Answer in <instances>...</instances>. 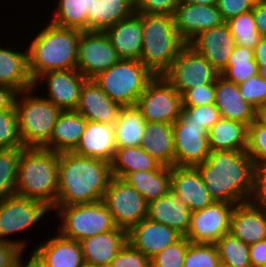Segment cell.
<instances>
[{"mask_svg": "<svg viewBox=\"0 0 266 267\" xmlns=\"http://www.w3.org/2000/svg\"><path fill=\"white\" fill-rule=\"evenodd\" d=\"M59 153L44 147H22L15 194L45 203L53 210L58 193Z\"/></svg>", "mask_w": 266, "mask_h": 267, "instance_id": "obj_4", "label": "cell"}, {"mask_svg": "<svg viewBox=\"0 0 266 267\" xmlns=\"http://www.w3.org/2000/svg\"><path fill=\"white\" fill-rule=\"evenodd\" d=\"M229 232L249 245L266 239V210L252 200L236 204Z\"/></svg>", "mask_w": 266, "mask_h": 267, "instance_id": "obj_22", "label": "cell"}, {"mask_svg": "<svg viewBox=\"0 0 266 267\" xmlns=\"http://www.w3.org/2000/svg\"><path fill=\"white\" fill-rule=\"evenodd\" d=\"M249 258L252 267L266 264V239L249 245Z\"/></svg>", "mask_w": 266, "mask_h": 267, "instance_id": "obj_54", "label": "cell"}, {"mask_svg": "<svg viewBox=\"0 0 266 267\" xmlns=\"http://www.w3.org/2000/svg\"><path fill=\"white\" fill-rule=\"evenodd\" d=\"M180 3L199 4V5H216L217 0H179Z\"/></svg>", "mask_w": 266, "mask_h": 267, "instance_id": "obj_60", "label": "cell"}, {"mask_svg": "<svg viewBox=\"0 0 266 267\" xmlns=\"http://www.w3.org/2000/svg\"><path fill=\"white\" fill-rule=\"evenodd\" d=\"M23 250L16 244L0 241V267H15Z\"/></svg>", "mask_w": 266, "mask_h": 267, "instance_id": "obj_53", "label": "cell"}, {"mask_svg": "<svg viewBox=\"0 0 266 267\" xmlns=\"http://www.w3.org/2000/svg\"><path fill=\"white\" fill-rule=\"evenodd\" d=\"M112 177L107 161L74 152L59 153L55 207L102 201Z\"/></svg>", "mask_w": 266, "mask_h": 267, "instance_id": "obj_2", "label": "cell"}, {"mask_svg": "<svg viewBox=\"0 0 266 267\" xmlns=\"http://www.w3.org/2000/svg\"><path fill=\"white\" fill-rule=\"evenodd\" d=\"M31 257L27 263H23L21 256L18 258L15 267H44L43 264L37 259V257L31 253Z\"/></svg>", "mask_w": 266, "mask_h": 267, "instance_id": "obj_58", "label": "cell"}, {"mask_svg": "<svg viewBox=\"0 0 266 267\" xmlns=\"http://www.w3.org/2000/svg\"><path fill=\"white\" fill-rule=\"evenodd\" d=\"M134 12V1L96 0L92 10L88 11V31L105 32Z\"/></svg>", "mask_w": 266, "mask_h": 267, "instance_id": "obj_35", "label": "cell"}, {"mask_svg": "<svg viewBox=\"0 0 266 267\" xmlns=\"http://www.w3.org/2000/svg\"><path fill=\"white\" fill-rule=\"evenodd\" d=\"M254 3L255 0H217L216 6L226 22L230 18L251 11Z\"/></svg>", "mask_w": 266, "mask_h": 267, "instance_id": "obj_51", "label": "cell"}, {"mask_svg": "<svg viewBox=\"0 0 266 267\" xmlns=\"http://www.w3.org/2000/svg\"><path fill=\"white\" fill-rule=\"evenodd\" d=\"M32 253L44 267H86L80 243L59 233L41 242Z\"/></svg>", "mask_w": 266, "mask_h": 267, "instance_id": "obj_24", "label": "cell"}, {"mask_svg": "<svg viewBox=\"0 0 266 267\" xmlns=\"http://www.w3.org/2000/svg\"><path fill=\"white\" fill-rule=\"evenodd\" d=\"M109 267H151L150 259L127 242Z\"/></svg>", "mask_w": 266, "mask_h": 267, "instance_id": "obj_48", "label": "cell"}, {"mask_svg": "<svg viewBox=\"0 0 266 267\" xmlns=\"http://www.w3.org/2000/svg\"><path fill=\"white\" fill-rule=\"evenodd\" d=\"M104 1L118 2V1H134V0H104Z\"/></svg>", "mask_w": 266, "mask_h": 267, "instance_id": "obj_62", "label": "cell"}, {"mask_svg": "<svg viewBox=\"0 0 266 267\" xmlns=\"http://www.w3.org/2000/svg\"><path fill=\"white\" fill-rule=\"evenodd\" d=\"M96 0H58L51 23L63 28L88 31V11Z\"/></svg>", "mask_w": 266, "mask_h": 267, "instance_id": "obj_37", "label": "cell"}, {"mask_svg": "<svg viewBox=\"0 0 266 267\" xmlns=\"http://www.w3.org/2000/svg\"><path fill=\"white\" fill-rule=\"evenodd\" d=\"M121 109L93 79L84 82L76 111L87 121L113 125Z\"/></svg>", "mask_w": 266, "mask_h": 267, "instance_id": "obj_21", "label": "cell"}, {"mask_svg": "<svg viewBox=\"0 0 266 267\" xmlns=\"http://www.w3.org/2000/svg\"><path fill=\"white\" fill-rule=\"evenodd\" d=\"M120 58L107 34L102 31H83L78 43L76 70L85 78L92 79L108 70Z\"/></svg>", "mask_w": 266, "mask_h": 267, "instance_id": "obj_13", "label": "cell"}, {"mask_svg": "<svg viewBox=\"0 0 266 267\" xmlns=\"http://www.w3.org/2000/svg\"><path fill=\"white\" fill-rule=\"evenodd\" d=\"M116 150L114 127L111 124L87 121L75 154L112 162Z\"/></svg>", "mask_w": 266, "mask_h": 267, "instance_id": "obj_27", "label": "cell"}, {"mask_svg": "<svg viewBox=\"0 0 266 267\" xmlns=\"http://www.w3.org/2000/svg\"><path fill=\"white\" fill-rule=\"evenodd\" d=\"M246 153L256 167L266 161V126L256 119L248 126Z\"/></svg>", "mask_w": 266, "mask_h": 267, "instance_id": "obj_44", "label": "cell"}, {"mask_svg": "<svg viewBox=\"0 0 266 267\" xmlns=\"http://www.w3.org/2000/svg\"><path fill=\"white\" fill-rule=\"evenodd\" d=\"M174 136V166L196 167L210 154L208 130L197 123L172 124Z\"/></svg>", "mask_w": 266, "mask_h": 267, "instance_id": "obj_15", "label": "cell"}, {"mask_svg": "<svg viewBox=\"0 0 266 267\" xmlns=\"http://www.w3.org/2000/svg\"><path fill=\"white\" fill-rule=\"evenodd\" d=\"M219 75L202 55L186 44L162 76L182 95L186 90L215 82Z\"/></svg>", "mask_w": 266, "mask_h": 267, "instance_id": "obj_12", "label": "cell"}, {"mask_svg": "<svg viewBox=\"0 0 266 267\" xmlns=\"http://www.w3.org/2000/svg\"><path fill=\"white\" fill-rule=\"evenodd\" d=\"M236 45L254 49L262 37L256 27L253 11L240 14L226 21Z\"/></svg>", "mask_w": 266, "mask_h": 267, "instance_id": "obj_41", "label": "cell"}, {"mask_svg": "<svg viewBox=\"0 0 266 267\" xmlns=\"http://www.w3.org/2000/svg\"><path fill=\"white\" fill-rule=\"evenodd\" d=\"M162 166H174V136L172 124L147 122L140 145Z\"/></svg>", "mask_w": 266, "mask_h": 267, "instance_id": "obj_31", "label": "cell"}, {"mask_svg": "<svg viewBox=\"0 0 266 267\" xmlns=\"http://www.w3.org/2000/svg\"><path fill=\"white\" fill-rule=\"evenodd\" d=\"M105 33L120 59L140 61L143 29L142 19L136 12L108 28Z\"/></svg>", "mask_w": 266, "mask_h": 267, "instance_id": "obj_26", "label": "cell"}, {"mask_svg": "<svg viewBox=\"0 0 266 267\" xmlns=\"http://www.w3.org/2000/svg\"><path fill=\"white\" fill-rule=\"evenodd\" d=\"M83 31L47 24L28 45V66L35 81L48 71L76 69L78 43Z\"/></svg>", "mask_w": 266, "mask_h": 267, "instance_id": "obj_3", "label": "cell"}, {"mask_svg": "<svg viewBox=\"0 0 266 267\" xmlns=\"http://www.w3.org/2000/svg\"><path fill=\"white\" fill-rule=\"evenodd\" d=\"M179 0H134L136 13L167 14L173 16Z\"/></svg>", "mask_w": 266, "mask_h": 267, "instance_id": "obj_50", "label": "cell"}, {"mask_svg": "<svg viewBox=\"0 0 266 267\" xmlns=\"http://www.w3.org/2000/svg\"><path fill=\"white\" fill-rule=\"evenodd\" d=\"M16 110L0 111V149L22 148Z\"/></svg>", "mask_w": 266, "mask_h": 267, "instance_id": "obj_46", "label": "cell"}, {"mask_svg": "<svg viewBox=\"0 0 266 267\" xmlns=\"http://www.w3.org/2000/svg\"><path fill=\"white\" fill-rule=\"evenodd\" d=\"M218 267H230V266L226 265V264H223V263H220V265Z\"/></svg>", "mask_w": 266, "mask_h": 267, "instance_id": "obj_63", "label": "cell"}, {"mask_svg": "<svg viewBox=\"0 0 266 267\" xmlns=\"http://www.w3.org/2000/svg\"><path fill=\"white\" fill-rule=\"evenodd\" d=\"M62 219L58 233L67 239L81 241L116 228L111 213L103 201L55 207Z\"/></svg>", "mask_w": 266, "mask_h": 267, "instance_id": "obj_8", "label": "cell"}, {"mask_svg": "<svg viewBox=\"0 0 266 267\" xmlns=\"http://www.w3.org/2000/svg\"><path fill=\"white\" fill-rule=\"evenodd\" d=\"M146 122L174 124L183 110L182 96L163 76H155L135 105Z\"/></svg>", "mask_w": 266, "mask_h": 267, "instance_id": "obj_10", "label": "cell"}, {"mask_svg": "<svg viewBox=\"0 0 266 267\" xmlns=\"http://www.w3.org/2000/svg\"><path fill=\"white\" fill-rule=\"evenodd\" d=\"M102 201L116 227L127 232L147 218L148 203L145 198L121 178H111Z\"/></svg>", "mask_w": 266, "mask_h": 267, "instance_id": "obj_11", "label": "cell"}, {"mask_svg": "<svg viewBox=\"0 0 266 267\" xmlns=\"http://www.w3.org/2000/svg\"><path fill=\"white\" fill-rule=\"evenodd\" d=\"M243 99L256 109L266 104V81L259 75H254L238 85Z\"/></svg>", "mask_w": 266, "mask_h": 267, "instance_id": "obj_47", "label": "cell"}, {"mask_svg": "<svg viewBox=\"0 0 266 267\" xmlns=\"http://www.w3.org/2000/svg\"><path fill=\"white\" fill-rule=\"evenodd\" d=\"M220 262L230 267H252L249 258V244L233 236L230 232L215 242Z\"/></svg>", "mask_w": 266, "mask_h": 267, "instance_id": "obj_39", "label": "cell"}, {"mask_svg": "<svg viewBox=\"0 0 266 267\" xmlns=\"http://www.w3.org/2000/svg\"><path fill=\"white\" fill-rule=\"evenodd\" d=\"M35 91L34 87L21 91L15 101L18 132L23 147H43L50 140L62 112L45 97L33 95Z\"/></svg>", "mask_w": 266, "mask_h": 267, "instance_id": "obj_6", "label": "cell"}, {"mask_svg": "<svg viewBox=\"0 0 266 267\" xmlns=\"http://www.w3.org/2000/svg\"><path fill=\"white\" fill-rule=\"evenodd\" d=\"M248 126L238 121L220 118L208 131L210 151H237L247 148Z\"/></svg>", "mask_w": 266, "mask_h": 267, "instance_id": "obj_33", "label": "cell"}, {"mask_svg": "<svg viewBox=\"0 0 266 267\" xmlns=\"http://www.w3.org/2000/svg\"><path fill=\"white\" fill-rule=\"evenodd\" d=\"M173 17L176 30L186 44L200 32L225 22L216 5H197L179 2Z\"/></svg>", "mask_w": 266, "mask_h": 267, "instance_id": "obj_18", "label": "cell"}, {"mask_svg": "<svg viewBox=\"0 0 266 267\" xmlns=\"http://www.w3.org/2000/svg\"><path fill=\"white\" fill-rule=\"evenodd\" d=\"M45 203L19 195H11L0 201V241L18 245L26 250V241L8 240V235L26 231L40 221L48 211Z\"/></svg>", "mask_w": 266, "mask_h": 267, "instance_id": "obj_9", "label": "cell"}, {"mask_svg": "<svg viewBox=\"0 0 266 267\" xmlns=\"http://www.w3.org/2000/svg\"><path fill=\"white\" fill-rule=\"evenodd\" d=\"M86 267H109L116 254L127 243V231L114 230L79 241Z\"/></svg>", "mask_w": 266, "mask_h": 267, "instance_id": "obj_23", "label": "cell"}, {"mask_svg": "<svg viewBox=\"0 0 266 267\" xmlns=\"http://www.w3.org/2000/svg\"><path fill=\"white\" fill-rule=\"evenodd\" d=\"M87 120L76 110L62 111L50 140L43 146L57 153L72 152L78 145Z\"/></svg>", "mask_w": 266, "mask_h": 267, "instance_id": "obj_30", "label": "cell"}, {"mask_svg": "<svg viewBox=\"0 0 266 267\" xmlns=\"http://www.w3.org/2000/svg\"><path fill=\"white\" fill-rule=\"evenodd\" d=\"M142 19L143 47L140 62L154 75L162 76L186 43L179 36L174 17L137 13Z\"/></svg>", "mask_w": 266, "mask_h": 267, "instance_id": "obj_5", "label": "cell"}, {"mask_svg": "<svg viewBox=\"0 0 266 267\" xmlns=\"http://www.w3.org/2000/svg\"><path fill=\"white\" fill-rule=\"evenodd\" d=\"M40 80L46 83L47 94L44 97L62 111L76 110L80 92L87 80L76 69L48 71L34 81L37 90Z\"/></svg>", "mask_w": 266, "mask_h": 267, "instance_id": "obj_16", "label": "cell"}, {"mask_svg": "<svg viewBox=\"0 0 266 267\" xmlns=\"http://www.w3.org/2000/svg\"><path fill=\"white\" fill-rule=\"evenodd\" d=\"M154 77L139 60L120 59L92 79L114 102L126 107L136 105Z\"/></svg>", "mask_w": 266, "mask_h": 267, "instance_id": "obj_7", "label": "cell"}, {"mask_svg": "<svg viewBox=\"0 0 266 267\" xmlns=\"http://www.w3.org/2000/svg\"><path fill=\"white\" fill-rule=\"evenodd\" d=\"M256 120L266 126V104L261 105L256 109Z\"/></svg>", "mask_w": 266, "mask_h": 267, "instance_id": "obj_59", "label": "cell"}, {"mask_svg": "<svg viewBox=\"0 0 266 267\" xmlns=\"http://www.w3.org/2000/svg\"><path fill=\"white\" fill-rule=\"evenodd\" d=\"M189 243L183 236L173 245L167 246L150 259L151 267H183Z\"/></svg>", "mask_w": 266, "mask_h": 267, "instance_id": "obj_43", "label": "cell"}, {"mask_svg": "<svg viewBox=\"0 0 266 267\" xmlns=\"http://www.w3.org/2000/svg\"><path fill=\"white\" fill-rule=\"evenodd\" d=\"M219 73L226 67L236 42L226 22L200 32L189 43Z\"/></svg>", "mask_w": 266, "mask_h": 267, "instance_id": "obj_17", "label": "cell"}, {"mask_svg": "<svg viewBox=\"0 0 266 267\" xmlns=\"http://www.w3.org/2000/svg\"><path fill=\"white\" fill-rule=\"evenodd\" d=\"M196 168L215 202L240 204L252 200L256 166L246 150L210 151Z\"/></svg>", "mask_w": 266, "mask_h": 267, "instance_id": "obj_1", "label": "cell"}, {"mask_svg": "<svg viewBox=\"0 0 266 267\" xmlns=\"http://www.w3.org/2000/svg\"><path fill=\"white\" fill-rule=\"evenodd\" d=\"M219 74L236 85L259 74V67L254 58V50L236 45L226 67Z\"/></svg>", "mask_w": 266, "mask_h": 267, "instance_id": "obj_38", "label": "cell"}, {"mask_svg": "<svg viewBox=\"0 0 266 267\" xmlns=\"http://www.w3.org/2000/svg\"><path fill=\"white\" fill-rule=\"evenodd\" d=\"M220 263L215 244L190 242L183 267H218Z\"/></svg>", "mask_w": 266, "mask_h": 267, "instance_id": "obj_42", "label": "cell"}, {"mask_svg": "<svg viewBox=\"0 0 266 267\" xmlns=\"http://www.w3.org/2000/svg\"><path fill=\"white\" fill-rule=\"evenodd\" d=\"M236 204L213 202L202 210L191 212L185 237L191 243L215 244L230 230V219Z\"/></svg>", "mask_w": 266, "mask_h": 267, "instance_id": "obj_14", "label": "cell"}, {"mask_svg": "<svg viewBox=\"0 0 266 267\" xmlns=\"http://www.w3.org/2000/svg\"><path fill=\"white\" fill-rule=\"evenodd\" d=\"M181 96L182 106L215 104V82L186 90Z\"/></svg>", "mask_w": 266, "mask_h": 267, "instance_id": "obj_49", "label": "cell"}, {"mask_svg": "<svg viewBox=\"0 0 266 267\" xmlns=\"http://www.w3.org/2000/svg\"><path fill=\"white\" fill-rule=\"evenodd\" d=\"M0 85L15 89L18 93L33 88L29 72L28 52L0 47Z\"/></svg>", "mask_w": 266, "mask_h": 267, "instance_id": "obj_29", "label": "cell"}, {"mask_svg": "<svg viewBox=\"0 0 266 267\" xmlns=\"http://www.w3.org/2000/svg\"><path fill=\"white\" fill-rule=\"evenodd\" d=\"M252 11L258 33L266 36V3L255 1Z\"/></svg>", "mask_w": 266, "mask_h": 267, "instance_id": "obj_55", "label": "cell"}, {"mask_svg": "<svg viewBox=\"0 0 266 267\" xmlns=\"http://www.w3.org/2000/svg\"><path fill=\"white\" fill-rule=\"evenodd\" d=\"M257 267H266V264H263V265H260V266H257Z\"/></svg>", "mask_w": 266, "mask_h": 267, "instance_id": "obj_64", "label": "cell"}, {"mask_svg": "<svg viewBox=\"0 0 266 267\" xmlns=\"http://www.w3.org/2000/svg\"><path fill=\"white\" fill-rule=\"evenodd\" d=\"M253 50L258 67H266V36H262L259 39Z\"/></svg>", "mask_w": 266, "mask_h": 267, "instance_id": "obj_57", "label": "cell"}, {"mask_svg": "<svg viewBox=\"0 0 266 267\" xmlns=\"http://www.w3.org/2000/svg\"><path fill=\"white\" fill-rule=\"evenodd\" d=\"M259 75L266 81V67H259Z\"/></svg>", "mask_w": 266, "mask_h": 267, "instance_id": "obj_61", "label": "cell"}, {"mask_svg": "<svg viewBox=\"0 0 266 267\" xmlns=\"http://www.w3.org/2000/svg\"><path fill=\"white\" fill-rule=\"evenodd\" d=\"M146 123L136 106L122 107L113 124L116 148L139 147Z\"/></svg>", "mask_w": 266, "mask_h": 267, "instance_id": "obj_34", "label": "cell"}, {"mask_svg": "<svg viewBox=\"0 0 266 267\" xmlns=\"http://www.w3.org/2000/svg\"><path fill=\"white\" fill-rule=\"evenodd\" d=\"M215 106L222 118L249 126L256 119V108L245 101L239 86L219 75L215 80Z\"/></svg>", "mask_w": 266, "mask_h": 267, "instance_id": "obj_25", "label": "cell"}, {"mask_svg": "<svg viewBox=\"0 0 266 267\" xmlns=\"http://www.w3.org/2000/svg\"><path fill=\"white\" fill-rule=\"evenodd\" d=\"M191 210L172 191L148 203L147 218L177 230L185 236L189 230Z\"/></svg>", "mask_w": 266, "mask_h": 267, "instance_id": "obj_28", "label": "cell"}, {"mask_svg": "<svg viewBox=\"0 0 266 267\" xmlns=\"http://www.w3.org/2000/svg\"><path fill=\"white\" fill-rule=\"evenodd\" d=\"M18 92L10 87L0 85V111L15 110Z\"/></svg>", "mask_w": 266, "mask_h": 267, "instance_id": "obj_56", "label": "cell"}, {"mask_svg": "<svg viewBox=\"0 0 266 267\" xmlns=\"http://www.w3.org/2000/svg\"><path fill=\"white\" fill-rule=\"evenodd\" d=\"M183 237L177 230L167 225L145 218L127 232V242L151 259L167 246Z\"/></svg>", "mask_w": 266, "mask_h": 267, "instance_id": "obj_19", "label": "cell"}, {"mask_svg": "<svg viewBox=\"0 0 266 267\" xmlns=\"http://www.w3.org/2000/svg\"><path fill=\"white\" fill-rule=\"evenodd\" d=\"M171 191L192 212L202 210L214 202L196 167L173 166L171 168Z\"/></svg>", "mask_w": 266, "mask_h": 267, "instance_id": "obj_20", "label": "cell"}, {"mask_svg": "<svg viewBox=\"0 0 266 267\" xmlns=\"http://www.w3.org/2000/svg\"><path fill=\"white\" fill-rule=\"evenodd\" d=\"M161 164L152 158L141 146L116 148L111 162L112 176L123 178L129 172L155 171Z\"/></svg>", "mask_w": 266, "mask_h": 267, "instance_id": "obj_36", "label": "cell"}, {"mask_svg": "<svg viewBox=\"0 0 266 267\" xmlns=\"http://www.w3.org/2000/svg\"><path fill=\"white\" fill-rule=\"evenodd\" d=\"M21 148L0 149V201L15 194Z\"/></svg>", "mask_w": 266, "mask_h": 267, "instance_id": "obj_40", "label": "cell"}, {"mask_svg": "<svg viewBox=\"0 0 266 267\" xmlns=\"http://www.w3.org/2000/svg\"><path fill=\"white\" fill-rule=\"evenodd\" d=\"M150 203L171 191V167L160 166L155 171L129 172L122 178Z\"/></svg>", "mask_w": 266, "mask_h": 267, "instance_id": "obj_32", "label": "cell"}, {"mask_svg": "<svg viewBox=\"0 0 266 267\" xmlns=\"http://www.w3.org/2000/svg\"><path fill=\"white\" fill-rule=\"evenodd\" d=\"M252 201L266 210V161L256 167L255 192Z\"/></svg>", "mask_w": 266, "mask_h": 267, "instance_id": "obj_52", "label": "cell"}, {"mask_svg": "<svg viewBox=\"0 0 266 267\" xmlns=\"http://www.w3.org/2000/svg\"><path fill=\"white\" fill-rule=\"evenodd\" d=\"M221 118L215 104L200 106H183L180 120L183 123H197L208 131Z\"/></svg>", "mask_w": 266, "mask_h": 267, "instance_id": "obj_45", "label": "cell"}]
</instances>
